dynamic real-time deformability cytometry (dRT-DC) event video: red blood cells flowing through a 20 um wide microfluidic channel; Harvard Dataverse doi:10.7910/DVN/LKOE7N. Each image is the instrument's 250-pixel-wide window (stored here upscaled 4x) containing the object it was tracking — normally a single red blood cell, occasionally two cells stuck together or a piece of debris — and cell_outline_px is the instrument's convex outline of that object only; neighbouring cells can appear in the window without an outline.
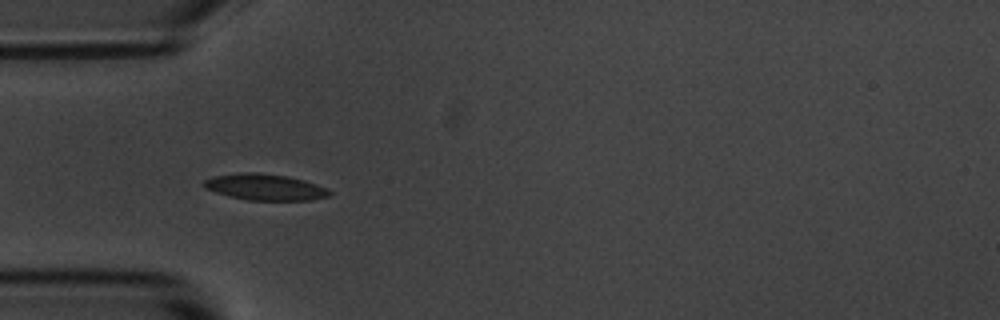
{"species": "common noctule bat (a hibernating species)", "species_latin": "Nyctalus noctula", "temperature_condition": "room temperature", "stored_images_in_passage": 5, "camera_frame_rate_fps": 3000, "um_per_image_px": 0.085, "animal": {"sex": "male", "body_mass_g": 20.1, "forearm_length_mm": 53.5}, "frame": {"image": 1, "passage_image": 4, "time_ms": 1.0, "image_size_px": [1000, 320], "cell_outline_px": [[332, 196], [312, 200], [248, 200], [228, 196], [204, 188], [204, 180], [216, 176], [240, 172], [256, 172], [288, 176], [304, 180], [328, 188], [332, 192]], "centroid_in_image_um": [22.58, 15.9], "position_along_channel_um": 62.4, "area_um2": 19.31}}